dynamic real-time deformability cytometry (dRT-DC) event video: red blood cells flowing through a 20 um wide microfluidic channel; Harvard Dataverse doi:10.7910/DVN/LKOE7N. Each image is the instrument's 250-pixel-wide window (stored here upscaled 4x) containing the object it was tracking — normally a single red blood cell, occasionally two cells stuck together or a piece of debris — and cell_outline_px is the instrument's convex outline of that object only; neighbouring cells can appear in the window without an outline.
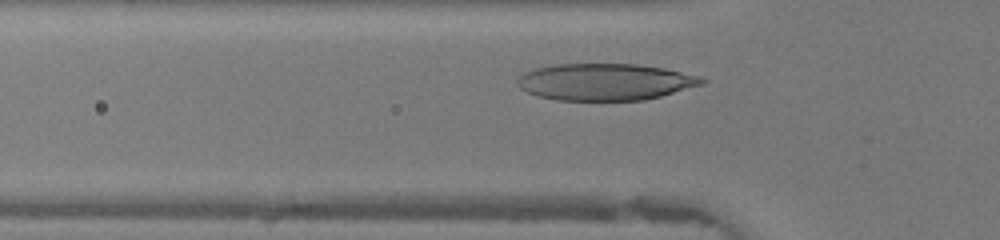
{"species": "human", "species_latin": "Homo sapiens", "temperature_condition": "warm", "stored_images_in_passage": 28, "camera_frame_rate_fps": 3000, "um_per_image_px": 0.085, "donor": {"sex": "female"}, "frame": {"image": 1, "passage_image": 6, "time_ms": 1.667, "image_size_px": [1000, 240], "cell_outline_px": [[708, 80], [704, 84], [660, 96], [644, 100], [556, 100], [540, 96], [528, 92], [520, 88], [516, 84], [516, 80], [524, 72], [536, 68], [556, 64], [636, 64], [664, 68], [700, 76]], "centroid_in_image_um": [51.45, 6.96], "position_along_channel_um": 74.4, "area_um2": 39.48}}
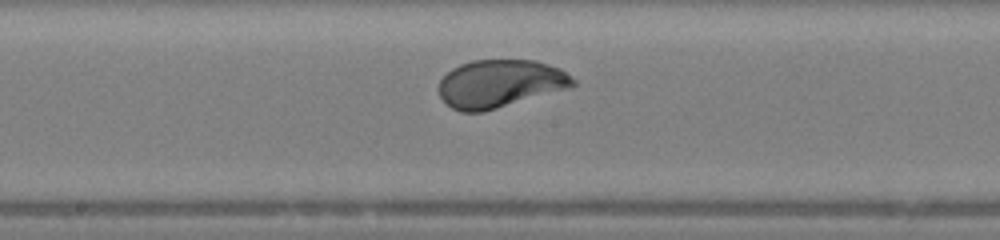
{"frame": {"image": 2, "passage_image": 15, "time_ms": 4.667, "image_size_px": [1000, 240], "cell_outline_px": [[576, 84], [572, 88], [484, 112], [460, 112], [452, 108], [440, 96], [436, 88], [440, 80], [452, 68], [460, 64], [472, 60], [536, 60], [560, 68], [576, 80]], "centroid_in_image_um": [42.52, 7.12], "position_along_channel_um": 205.7, "area_um2": 37.92}}
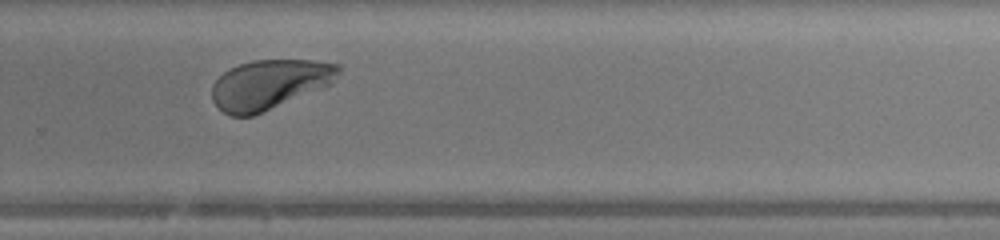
{"frame": {"image": 3, "passage_image": 22, "time_ms": 7.0, "image_size_px": [1000, 240], "cell_outline_px": [[340, 72], [332, 84], [252, 116], [232, 116], [224, 112], [212, 100], [212, 84], [224, 72], [240, 64], [252, 60], [312, 60], [340, 64]], "centroid_in_image_um": [22.92, 7.16], "position_along_channel_um": 306.9, "area_um2": 36.3}, "authors_computed_cell_mechanics": {"area_um2": 37.8879, "velocity_mm_per_s": 4.3511, "shape_relaxation_time_tau1_ms": 2.153, "shape_relaxation_time_tau2_ms": null, "deformation_change_tau1": 0.1832, "deformation_change_tau2": null}}